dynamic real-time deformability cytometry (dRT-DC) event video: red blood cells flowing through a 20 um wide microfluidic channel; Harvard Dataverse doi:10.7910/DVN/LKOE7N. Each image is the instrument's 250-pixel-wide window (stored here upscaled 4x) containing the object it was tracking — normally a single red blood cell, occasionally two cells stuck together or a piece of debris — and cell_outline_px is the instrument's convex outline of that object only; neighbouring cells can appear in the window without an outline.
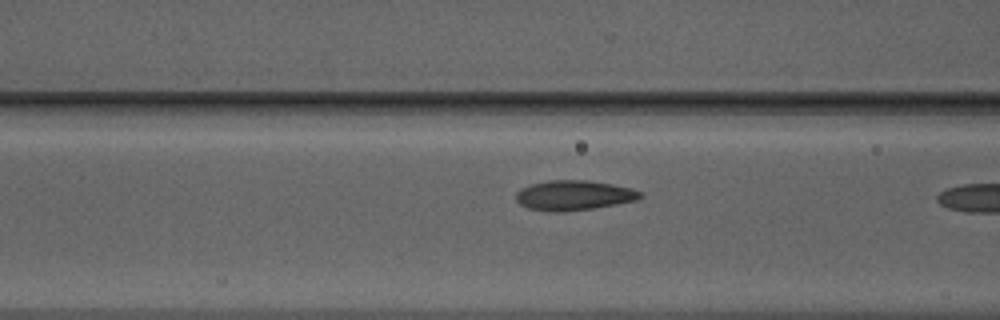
{"species": "Egyptian fruit bat (a non-hibernating species)", "species_latin": "Rousettus aegyptiacus", "temperature_condition": "warm", "stored_images_in_passage": 6, "camera_frame_rate_fps": 3000, "um_per_image_px": 0.085, "animal": {"sex": "male"}, "frame": {"image": 1, "passage_image": 5, "time_ms": 1.333, "image_size_px": [1000, 320], "cell_outline_px": [[644, 196], [640, 200], [596, 208], [560, 212], [548, 212], [528, 208], [520, 204], [516, 200], [516, 192], [520, 188], [528, 184], [548, 180], [584, 180], [612, 184], [632, 188], [644, 192]], "centroid_in_image_um": [48.8, 16.6], "position_along_channel_um": 117.8, "area_um2": 22.14}}